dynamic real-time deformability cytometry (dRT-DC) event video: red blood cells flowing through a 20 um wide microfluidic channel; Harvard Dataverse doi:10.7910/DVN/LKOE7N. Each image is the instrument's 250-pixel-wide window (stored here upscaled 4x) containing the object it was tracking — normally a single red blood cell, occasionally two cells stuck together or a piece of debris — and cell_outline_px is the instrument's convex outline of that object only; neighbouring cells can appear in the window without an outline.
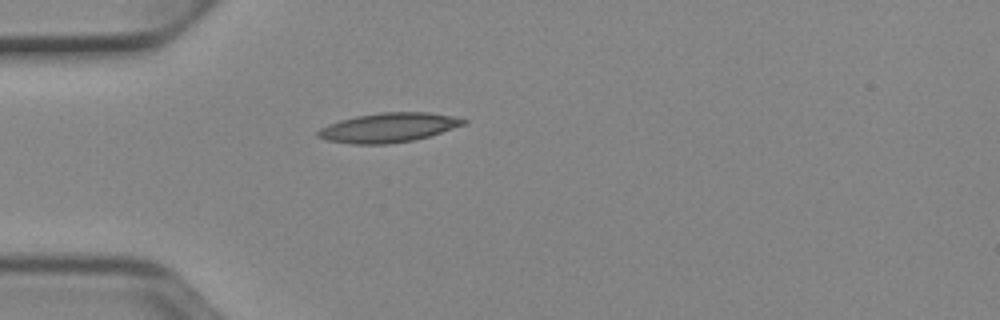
{"species": "Egyptian fruit bat (a non-hibernating species)", "species_latin": "Rousettus aegyptiacus", "temperature_condition": "cold", "stored_images_in_passage": 38, "camera_frame_rate_fps": 3000, "um_per_image_px": 0.085, "animal": {"sex": "female"}, "frame": {"image": 1, "passage_image": 1, "time_ms": 0.0, "image_size_px": [1000, 320], "cell_outline_px": [[468, 124], [428, 136], [412, 140], [388, 144], [352, 144], [328, 140], [316, 136], [316, 132], [320, 128], [328, 124], [340, 120], [356, 116], [384, 112], [428, 112], [452, 116], [468, 120]], "centroid_in_image_um": [33.03, 10.84], "position_along_channel_um": 52.0, "area_um2": 24.85}}
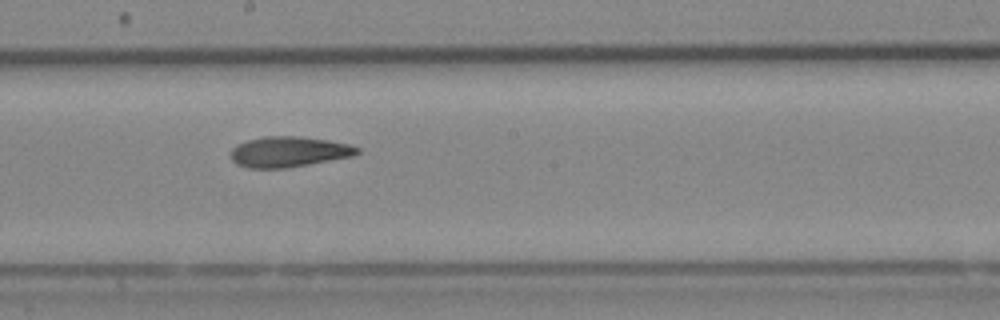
{"frame": {"image": 2, "passage_image": 15, "time_ms": 4.667, "image_size_px": [1000, 320], "cell_outline_px": [[360, 152], [352, 156], [288, 168], [248, 168], [236, 164], [232, 160], [232, 148], [236, 144], [248, 140], [264, 136], [300, 136], [328, 140], [348, 144], [360, 148]], "centroid_in_image_um": [24.54, 12.9], "position_along_channel_um": 223.7, "area_um2": 22.48}}
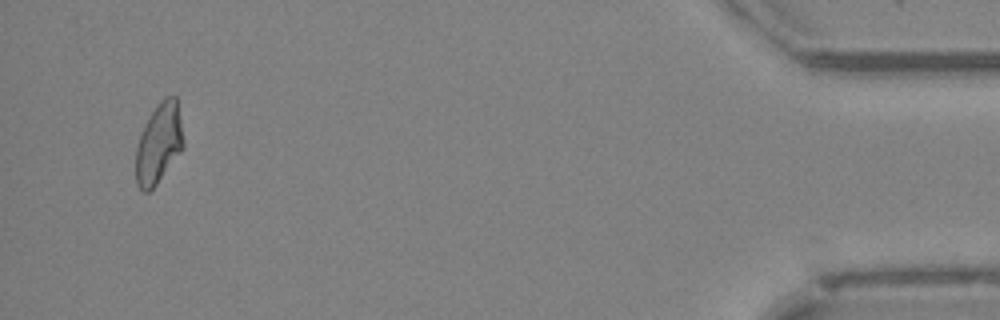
{"frame": {"image": 3, "passage_image": 36, "time_ms": 11.667, "image_size_px": [1000, 320], "cell_outline_px": [[184, 148], [156, 184], [148, 192], [144, 192], [136, 184], [136, 148], [144, 124], [160, 100], [164, 96], [176, 96], [184, 140]], "centroid_in_image_um": [13.51, 12.18], "position_along_channel_um": 421.7, "area_um2": 22.08}, "authors_computed_cell_mechanics": {"area_um2": 22.542, "velocity_mm_per_s": 3.9168, "shape_relaxation_time_tau1_ms": null, "shape_relaxation_time_tau2_ms": 4.855, "deformation_change_tau1": null, "deformation_change_tau2": 0.1235}}